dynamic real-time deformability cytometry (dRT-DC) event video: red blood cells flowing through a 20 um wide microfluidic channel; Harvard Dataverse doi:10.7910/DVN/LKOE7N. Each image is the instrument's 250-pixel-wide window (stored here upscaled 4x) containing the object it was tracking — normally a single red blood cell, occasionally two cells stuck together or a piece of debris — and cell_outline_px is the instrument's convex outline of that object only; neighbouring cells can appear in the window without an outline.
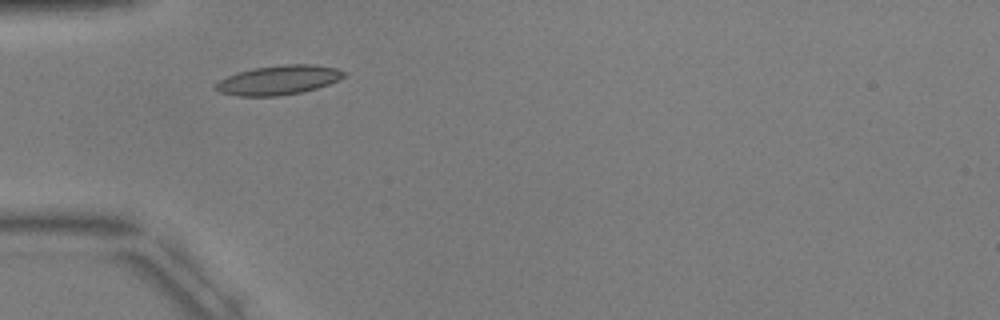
{"species": "common noctule bat (a hibernating species)", "species_latin": "Nyctalus noctula", "temperature_condition": "warm", "stored_images_in_passage": 1, "camera_frame_rate_fps": 3000, "um_per_image_px": 0.085, "animal": {"sex": "male", "body_mass_g": 17.9, "forearm_length_mm": 54.2}, "frame": {"image": 1, "passage_image": 1, "time_ms": 0.0, "image_size_px": [1000, 320], "cell_outline_px": [[348, 76], [328, 84], [316, 88], [300, 92], [280, 96], [236, 96], [220, 92], [212, 88], [212, 84], [228, 76], [240, 72], [256, 68], [284, 64], [312, 64], [336, 68], [348, 72]], "centroid_in_image_um": [23.69, 6.81], "position_along_channel_um": 61.3, "area_um2": 22.02}}